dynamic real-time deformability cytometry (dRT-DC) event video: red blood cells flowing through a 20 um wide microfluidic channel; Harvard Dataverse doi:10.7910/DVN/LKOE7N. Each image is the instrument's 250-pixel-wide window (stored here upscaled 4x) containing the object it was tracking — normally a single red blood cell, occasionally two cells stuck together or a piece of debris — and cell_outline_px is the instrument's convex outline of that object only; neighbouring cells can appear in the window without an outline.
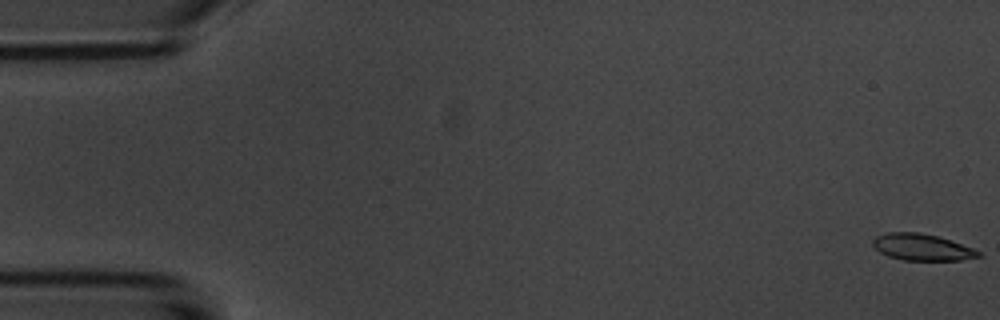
{"species": "common noctule bat (a hibernating species)", "species_latin": "Nyctalus noctula", "temperature_condition": "room temperature", "stored_images_in_passage": 5, "camera_frame_rate_fps": 3000, "um_per_image_px": 0.085, "animal": {"sex": "male", "body_mass_g": 20.1, "forearm_length_mm": 53.5}, "frame": {"image": 1, "passage_image": 1, "time_ms": 0.0, "image_size_px": [1000, 320], "cell_outline_px": [[984, 256], [960, 260], [904, 260], [888, 256], [880, 252], [872, 244], [872, 240], [876, 236], [888, 232], [920, 232], [936, 236], [972, 248], [980, 252]], "centroid_in_image_um": [78.35, 21.01], "position_along_channel_um": 6.7, "area_um2": 16.18}}